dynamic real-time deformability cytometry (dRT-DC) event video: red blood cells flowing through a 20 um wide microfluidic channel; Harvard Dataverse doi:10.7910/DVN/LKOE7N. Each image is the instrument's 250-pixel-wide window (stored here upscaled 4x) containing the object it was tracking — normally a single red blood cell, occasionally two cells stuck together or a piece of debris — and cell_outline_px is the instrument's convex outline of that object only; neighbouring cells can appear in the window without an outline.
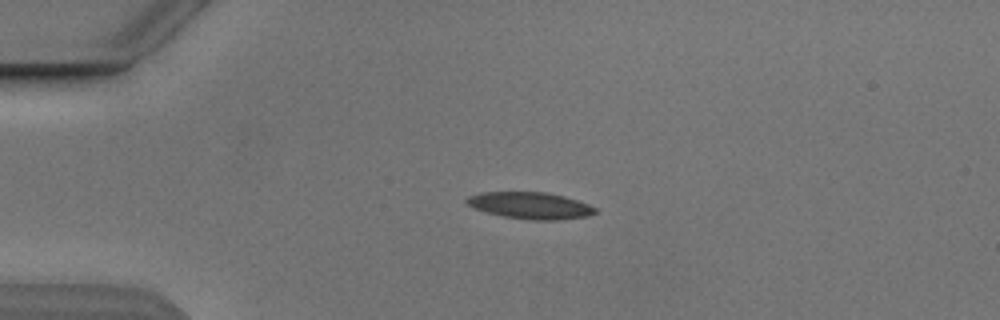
{"species": "Egyptian fruit bat (a non-hibernating species)", "species_latin": "Rousettus aegyptiacus", "temperature_condition": "cold", "stored_images_in_passage": 4, "camera_frame_rate_fps": 3000, "um_per_image_px": 0.085, "animal": {"sex": "male"}, "frame": {"image": 1, "passage_image": 3, "time_ms": 2.333, "image_size_px": [1000, 320], "cell_outline_px": [[596, 212], [588, 216], [560, 220], [532, 220], [504, 216], [484, 212], [468, 204], [464, 200], [468, 196], [480, 192], [544, 192], [564, 196], [588, 204], [596, 208]], "centroid_in_image_um": [45.06, 17.47], "position_along_channel_um": 39.9, "area_um2": 19.94}}